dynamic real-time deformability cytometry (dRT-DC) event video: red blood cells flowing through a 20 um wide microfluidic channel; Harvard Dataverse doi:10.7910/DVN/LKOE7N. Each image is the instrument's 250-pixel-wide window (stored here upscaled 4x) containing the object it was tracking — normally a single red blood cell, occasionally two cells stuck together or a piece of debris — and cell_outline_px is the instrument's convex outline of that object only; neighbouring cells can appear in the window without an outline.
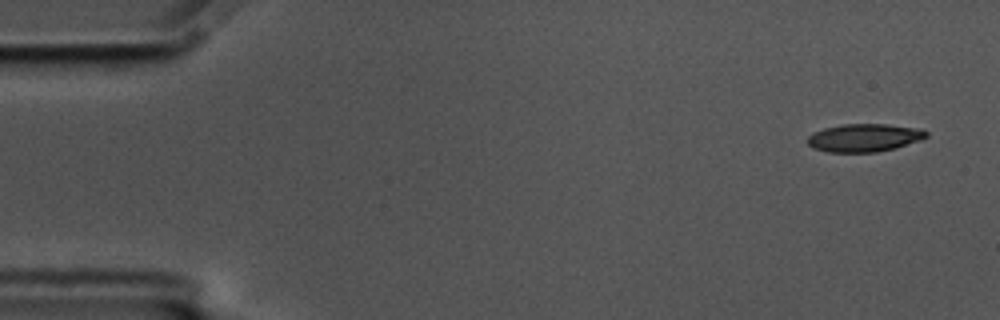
{"species": "common noctule bat (a hibernating species)", "species_latin": "Nyctalus noctula", "temperature_condition": "cold", "stored_images_in_passage": 11, "camera_frame_rate_fps": 3000, "um_per_image_px": 0.085, "animal": {"sex": "male", "body_mass_g": 17.5, "forearm_length_mm": 52.3}, "frame": {"image": 1, "passage_image": 1, "time_ms": 0.0, "image_size_px": [1000, 320], "cell_outline_px": [[928, 136], [920, 140], [892, 148], [876, 152], [828, 152], [812, 148], [808, 144], [808, 136], [812, 132], [824, 128], [840, 124], [884, 124], [920, 128], [928, 132]], "centroid_in_image_um": [73.42, 11.7], "position_along_channel_um": 11.6, "area_um2": 19.31}}